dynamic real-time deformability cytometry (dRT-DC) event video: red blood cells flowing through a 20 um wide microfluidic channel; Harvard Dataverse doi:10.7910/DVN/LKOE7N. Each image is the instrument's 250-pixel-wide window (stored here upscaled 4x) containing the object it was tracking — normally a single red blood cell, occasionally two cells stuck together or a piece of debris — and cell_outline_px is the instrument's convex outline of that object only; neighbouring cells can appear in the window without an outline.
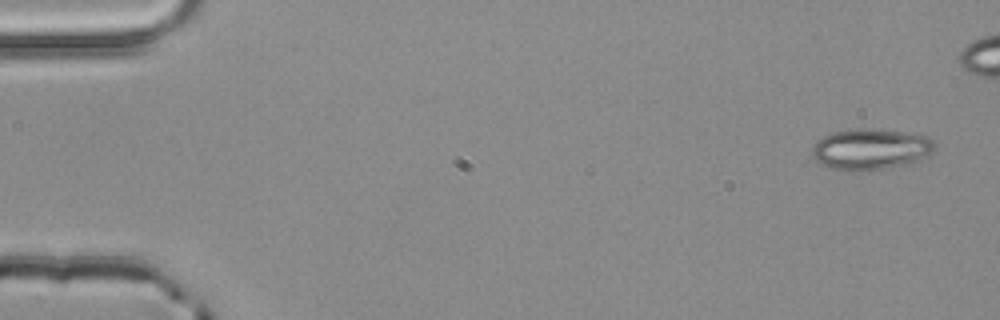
{"species": "common noctule bat (a hibernating species)", "species_latin": "Nyctalus noctula", "temperature_condition": "room temperature", "stored_images_in_passage": 4, "camera_frame_rate_fps": 3000, "um_per_image_px": 0.085, "animal": {"sex": "male", "body_mass_g": 20.4}, "frame": {"image": 1, "passage_image": 1, "time_ms": 0.0, "image_size_px": [1000, 320], "cell_outline_px": [[936, 144], [932, 152], [928, 156], [920, 160], [884, 168], [860, 172], [856, 172], [832, 168], [820, 164], [812, 156], [812, 144], [816, 140], [824, 136], [836, 132], [860, 128], [872, 128], [904, 132], [928, 136]], "centroid_in_image_um": [73.99, 12.68], "position_along_channel_um": 11.0, "area_um2": 29.36}}